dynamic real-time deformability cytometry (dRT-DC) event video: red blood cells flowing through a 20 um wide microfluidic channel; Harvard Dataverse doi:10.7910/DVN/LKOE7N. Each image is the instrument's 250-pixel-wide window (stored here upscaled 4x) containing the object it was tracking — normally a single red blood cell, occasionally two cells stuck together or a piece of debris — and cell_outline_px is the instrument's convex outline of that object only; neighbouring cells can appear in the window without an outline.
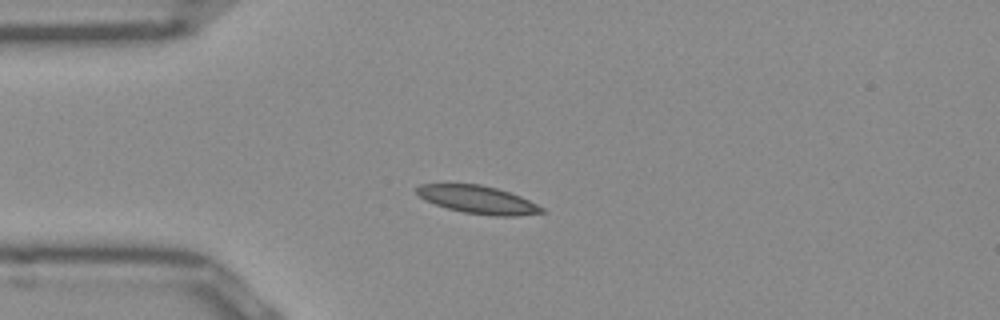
{"species": "Egyptian fruit bat (a non-hibernating species)", "species_latin": "Rousettus aegyptiacus", "temperature_condition": "room temperature", "stored_images_in_passage": 40, "camera_frame_rate_fps": 3000, "um_per_image_px": 0.085, "frame": {"image": 1, "passage_image": 1, "time_ms": 0.0, "image_size_px": [1000, 320], "cell_outline_px": [[544, 212], [516, 216], [496, 216], [464, 212], [448, 208], [424, 200], [416, 192], [416, 188], [420, 184], [480, 184], [496, 188], [520, 196], [544, 208]], "centroid_in_image_um": [40.61, 16.97], "position_along_channel_um": 44.4, "area_um2": 20.0}}
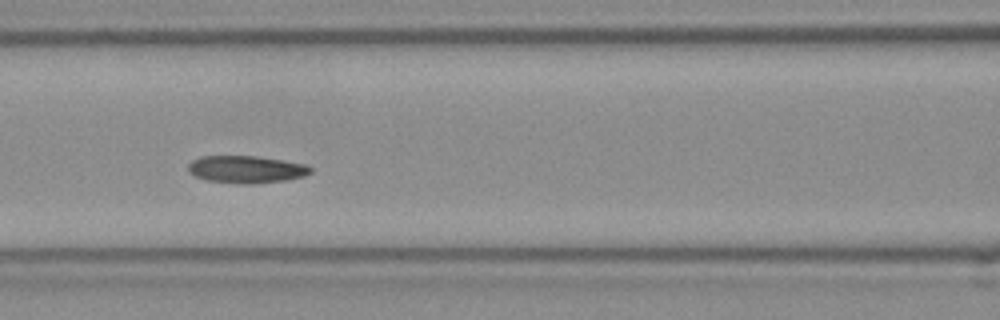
{"frame": {"image": 2, "passage_image": 10, "time_ms": 3.0, "image_size_px": [1000, 320], "cell_outline_px": [[312, 172], [304, 176], [288, 180], [252, 184], [236, 184], [208, 180], [196, 176], [188, 172], [188, 164], [192, 160], [200, 156], [256, 156], [304, 164], [312, 168]], "centroid_in_image_um": [20.91, 14.4], "position_along_channel_um": 145.7, "area_um2": 19.54}}
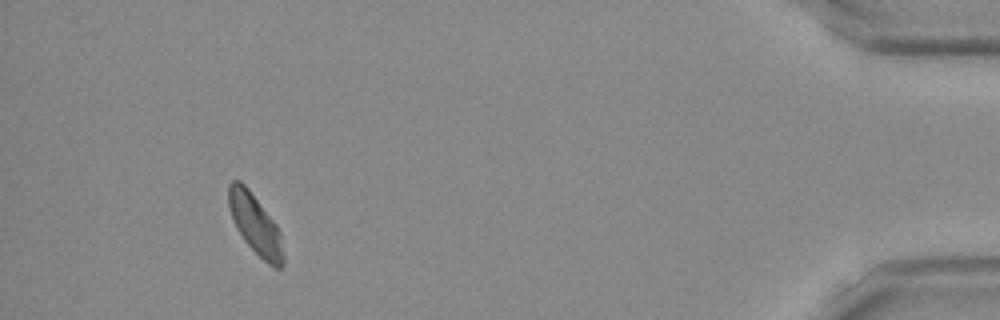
{"frame": {"image": 3, "passage_image": 36, "time_ms": 11.667, "image_size_px": [1000, 320], "cell_outline_px": [[284, 264], [280, 268], [276, 268], [268, 264], [244, 240], [236, 228], [228, 204], [228, 184], [232, 180], [240, 180], [248, 188], [276, 224], [280, 236], [284, 256]], "centroid_in_image_um": [21.69, 19.06], "position_along_channel_um": 413.5, "area_um2": 18.79}, "authors_computed_cell_mechanics": {"area_um2": 19.2185, "velocity_mm_per_s": 3.8989, "shape_relaxation_time_tau1_ms": 3.0338, "shape_relaxation_time_tau2_ms": 2.0397, "deformation_change_tau1": 0.1002, "deformation_change_tau2": 0.0722}}